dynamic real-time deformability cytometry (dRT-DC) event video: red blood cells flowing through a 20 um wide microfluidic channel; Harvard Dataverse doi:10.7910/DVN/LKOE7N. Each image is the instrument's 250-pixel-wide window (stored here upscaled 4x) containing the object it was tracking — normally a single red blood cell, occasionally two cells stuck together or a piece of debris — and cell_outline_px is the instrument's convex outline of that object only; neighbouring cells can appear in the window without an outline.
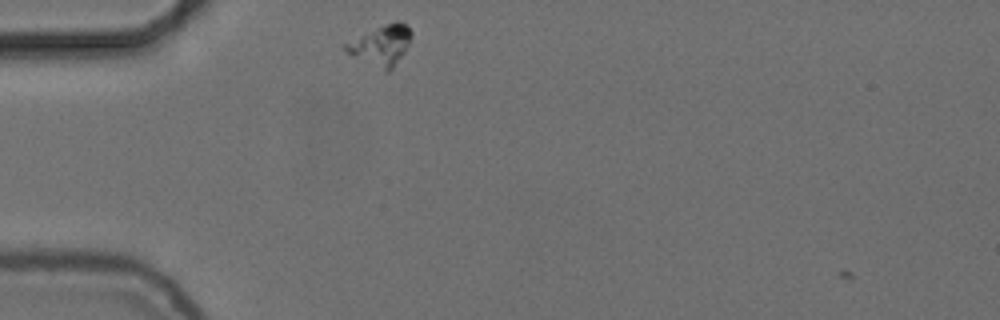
{"species": "common noctule bat (a hibernating species)", "species_latin": "Nyctalus noctula", "temperature_condition": "cold", "stored_images_in_passage": 34, "camera_frame_rate_fps": 3000, "um_per_image_px": 0.085, "animal": {"sex": "female", "body_mass_g": 24.6, "forearm_length_mm": 56.2}, "frame": {"image": 1, "passage_image": 1, "time_ms": 0.0, "image_size_px": [1000, 320], "cell_outline_px": [[412, 36], [404, 52], [392, 68], [388, 72], [384, 72], [352, 56], [344, 48], [344, 44], [396, 20], [400, 20], [412, 32]], "centroid_in_image_um": [32.42, 3.89], "position_along_channel_um": 52.6, "area_um2": 14.8}}
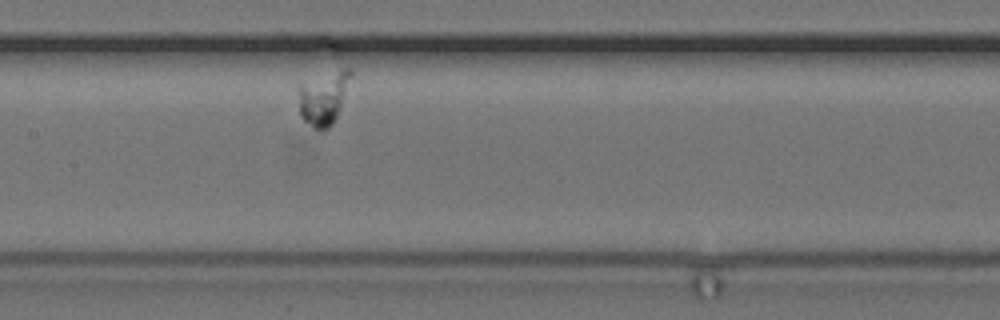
{"frame": {"image": 2, "passage_image": 14, "time_ms": 4.333, "image_size_px": [1000, 320], "cell_outline_px": [[352, 76], [336, 116], [332, 124], [324, 132], [320, 132], [312, 128], [300, 116], [300, 84], [340, 68], [348, 68], [352, 72]], "centroid_in_image_um": [27.51, 8.34], "position_along_channel_um": 179.9, "area_um2": 15.95}}
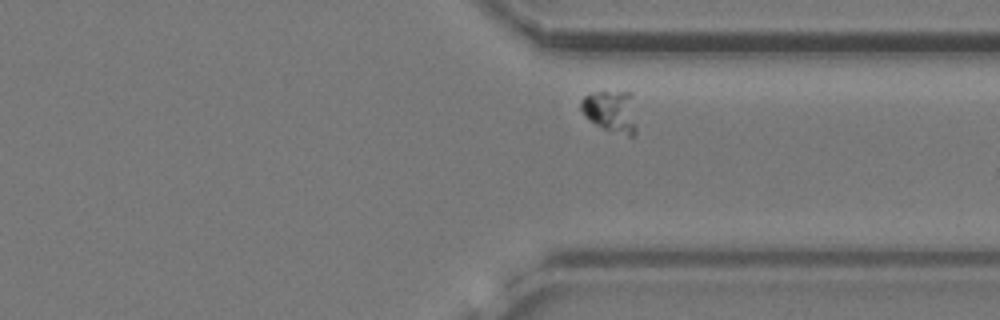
{"frame": {"image": 3, "passage_image": 30, "time_ms": 9.667, "image_size_px": [1000, 320], "cell_outline_px": [[636, 136], [628, 136], [604, 128], [588, 120], [584, 116], [580, 108], [580, 100], [584, 96], [592, 92], [632, 92], [636, 124]], "centroid_in_image_um": [51.92, 9.46], "position_along_channel_um": 359.5, "area_um2": 13.76}}